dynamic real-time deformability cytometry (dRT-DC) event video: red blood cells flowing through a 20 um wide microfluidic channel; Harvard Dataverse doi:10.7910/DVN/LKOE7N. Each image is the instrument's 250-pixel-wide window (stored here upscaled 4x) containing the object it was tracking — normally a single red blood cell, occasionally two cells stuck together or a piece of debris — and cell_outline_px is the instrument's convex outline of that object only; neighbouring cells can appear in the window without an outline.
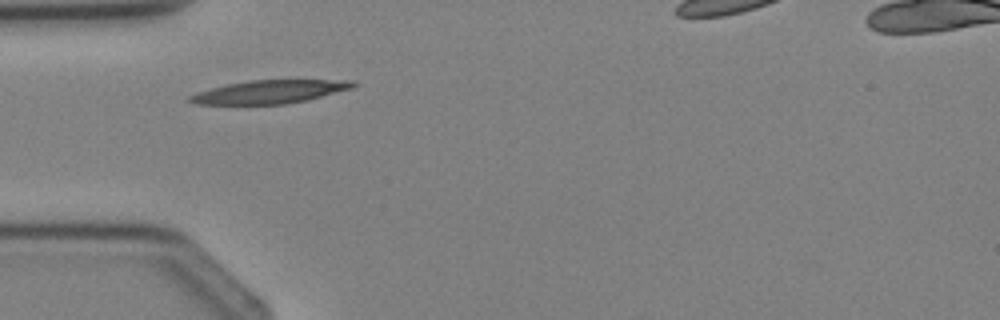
{"species": "Egyptian fruit bat (a non-hibernating species)", "species_latin": "Rousettus aegyptiacus", "temperature_condition": "cold", "stored_images_in_passage": 2, "camera_frame_rate_fps": 3000, "um_per_image_px": 0.085, "animal": {"sex": "female"}, "frame": {"image": 1, "passage_image": 1, "time_ms": 0.0, "image_size_px": [1000, 320], "cell_outline_px": [[356, 84], [352, 88], [304, 100], [284, 104], [196, 104], [188, 100], [188, 96], [196, 92], [228, 84], [248, 80], [356, 80]], "centroid_in_image_um": [22.89, 7.79], "position_along_channel_um": 62.1, "area_um2": 21.79}}
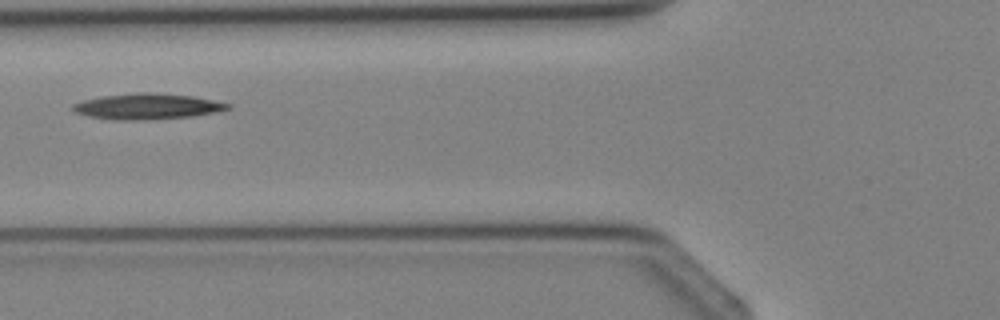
{"frame": {"image": 2, "passage_image": 2, "time_ms": 1.0, "image_size_px": [1000, 320], "cell_outline_px": [[232, 108], [216, 112], [192, 116], [144, 120], [112, 120], [88, 116], [76, 112], [72, 108], [72, 104], [84, 100], [100, 96], [136, 92], [148, 92], [192, 96], [232, 104]], "centroid_in_image_um": [12.51, 9.04], "position_along_channel_um": 113.3, "area_um2": 23.29}}